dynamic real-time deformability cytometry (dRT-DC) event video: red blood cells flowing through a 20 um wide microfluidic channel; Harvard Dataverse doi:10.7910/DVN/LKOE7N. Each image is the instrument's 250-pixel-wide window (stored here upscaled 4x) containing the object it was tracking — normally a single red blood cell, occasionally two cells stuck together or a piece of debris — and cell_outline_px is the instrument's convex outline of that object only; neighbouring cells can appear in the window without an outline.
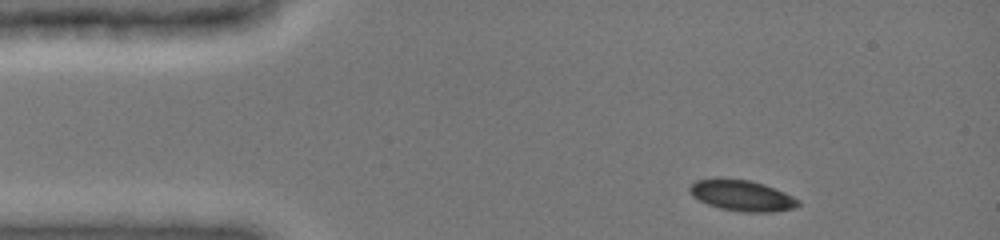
{"species": "common noctule bat (a hibernating species)", "species_latin": "Nyctalus noctula", "temperature_condition": "cold", "stored_images_in_passage": 38, "camera_frame_rate_fps": 3000, "um_per_image_px": 0.085, "animal": {"sex": "female", "body_mass_g": 19.0, "forearm_length_mm": 51.5}, "frame": {"image": 1, "passage_image": 1, "time_ms": 0.0, "image_size_px": [1000, 240], "cell_outline_px": [[800, 204], [796, 208], [776, 212], [740, 212], [720, 208], [708, 204], [692, 196], [688, 192], [688, 188], [696, 180], [748, 180], [764, 184], [784, 192], [800, 200]], "centroid_in_image_um": [63.11, 16.66], "position_along_channel_um": 21.9, "area_um2": 19.25}}
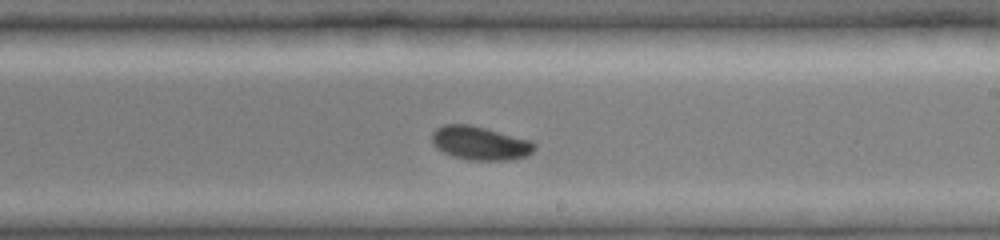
{"frame": {"image": 2, "passage_image": 23, "time_ms": 7.333, "image_size_px": [1000, 240], "cell_outline_px": [[536, 148], [532, 152], [524, 156], [508, 160], [472, 160], [452, 156], [444, 152], [432, 144], [432, 132], [436, 128], [444, 124], [468, 124], [532, 140], [536, 144]], "centroid_in_image_um": [40.8, 12.16], "position_along_channel_um": 248.2, "area_um2": 20.0}}
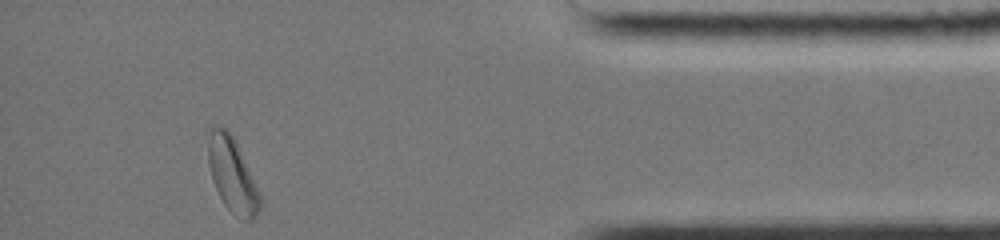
{"frame": {"image": 3, "passage_image": 38, "time_ms": 12.333, "image_size_px": [1000, 240], "cell_outline_px": [[260, 208], [256, 216], [252, 220], [244, 220], [232, 212], [224, 204], [212, 180], [208, 164], [208, 140], [212, 124], [228, 128], [240, 152], [260, 196]], "centroid_in_image_um": [19.7, 14.84], "position_along_channel_um": 415.5, "area_um2": 21.85}, "authors_computed_cell_mechanics": {"area_um2": 20.3745, "velocity_mm_per_s": 3.9579, "shape_relaxation_time_tau1_ms": 2.3096, "shape_relaxation_time_tau2_ms": null, "deformation_change_tau1": 0.0914, "deformation_change_tau2": null}}